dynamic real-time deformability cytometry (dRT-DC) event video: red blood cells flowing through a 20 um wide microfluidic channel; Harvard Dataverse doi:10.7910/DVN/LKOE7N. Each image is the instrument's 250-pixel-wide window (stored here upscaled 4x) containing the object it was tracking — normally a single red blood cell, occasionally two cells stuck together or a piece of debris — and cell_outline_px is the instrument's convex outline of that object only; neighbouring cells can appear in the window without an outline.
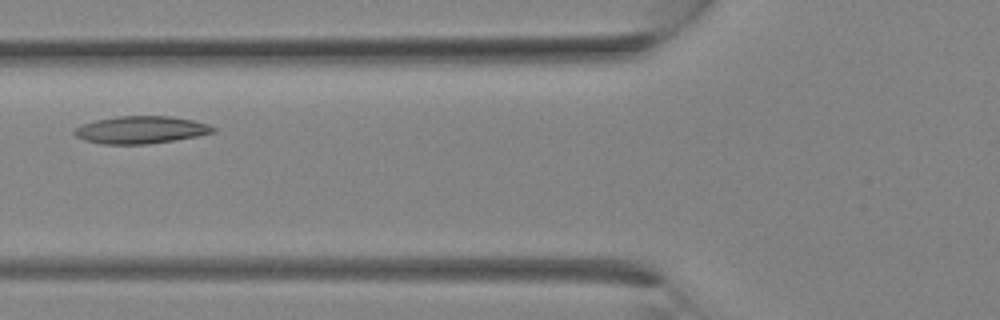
{"species": "Egyptian fruit bat (a non-hibernating species)", "species_latin": "Rousettus aegyptiacus", "temperature_condition": "room temperature", "stored_images_in_passage": 24, "camera_frame_rate_fps": 3000, "um_per_image_px": 0.085, "animal": {"sex": "female"}, "frame": {"image": 1, "passage_image": 7, "time_ms": 2.0, "image_size_px": [1000, 320], "cell_outline_px": [[216, 132], [176, 140], [148, 144], [104, 144], [84, 140], [76, 136], [72, 132], [72, 128], [80, 124], [96, 120], [116, 116], [172, 116], [192, 120], [208, 124], [216, 128]], "centroid_in_image_um": [11.94, 11.03], "position_along_channel_um": 113.9, "area_um2": 22.37}}
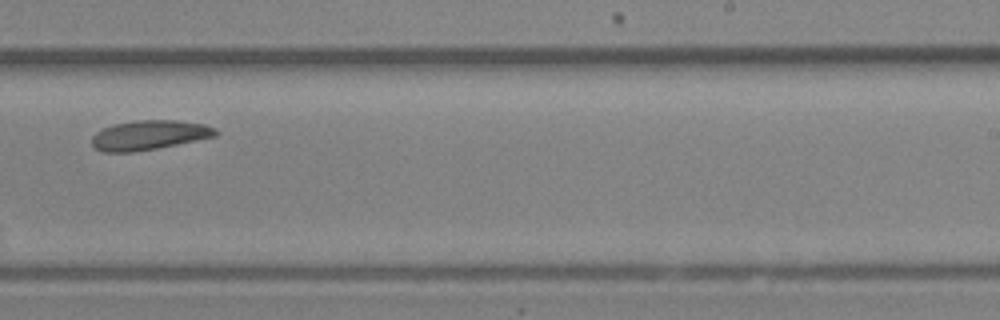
{"frame": {"image": 2, "passage_image": 14, "time_ms": 4.333, "image_size_px": [1000, 320], "cell_outline_px": [[220, 132], [216, 136], [156, 148], [132, 152], [104, 152], [96, 148], [92, 144], [92, 136], [100, 128], [112, 124], [136, 120], [176, 120], [204, 124], [216, 128]], "centroid_in_image_um": [12.66, 11.47], "position_along_channel_um": 276.3, "area_um2": 21.33}}
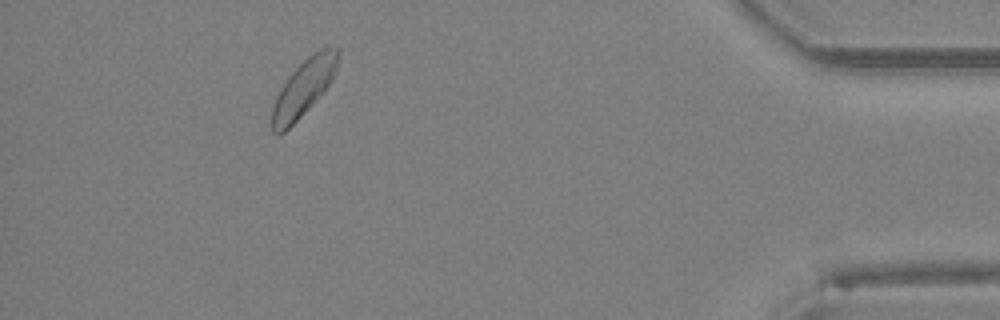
{"frame": {"image": 3, "passage_image": 22, "time_ms": 7.0, "image_size_px": [1000, 320], "cell_outline_px": [[340, 52], [336, 68], [332, 80], [324, 92], [284, 132], [272, 132], [272, 108], [276, 96], [280, 88], [288, 76], [312, 52], [328, 44], [340, 48]], "centroid_in_image_um": [25.85, 7.38], "position_along_channel_um": 409.3, "area_um2": 21.68}}